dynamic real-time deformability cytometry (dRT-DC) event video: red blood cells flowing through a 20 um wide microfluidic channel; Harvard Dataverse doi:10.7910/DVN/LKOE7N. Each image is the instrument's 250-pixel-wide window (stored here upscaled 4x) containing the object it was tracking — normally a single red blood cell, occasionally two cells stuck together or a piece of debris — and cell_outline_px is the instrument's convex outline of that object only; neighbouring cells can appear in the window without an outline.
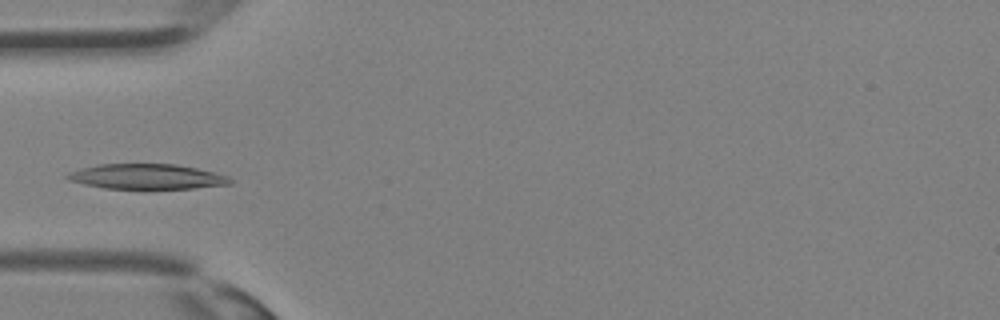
{"species": "Egyptian fruit bat (a non-hibernating species)", "species_latin": "Rousettus aegyptiacus", "temperature_condition": "room temperature", "stored_images_in_passage": 29, "camera_frame_rate_fps": 3000, "um_per_image_px": 0.085, "animal": {"sex": "female"}, "frame": {"image": 1, "passage_image": 5, "time_ms": 1.333, "image_size_px": [1000, 320], "cell_outline_px": [[232, 184], [192, 188], [144, 192], [104, 188], [84, 184], [68, 180], [64, 176], [68, 172], [100, 164], [176, 164], [196, 168], [228, 176], [232, 180]], "centroid_in_image_um": [12.47, 15.06], "position_along_channel_um": 72.5, "area_um2": 24.8}}
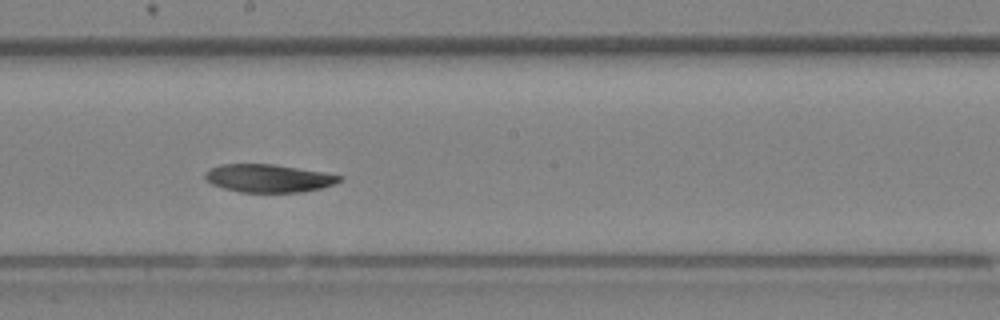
{"frame": {"image": 2, "passage_image": 13, "time_ms": 4.0, "image_size_px": [1000, 320], "cell_outline_px": [[344, 176], [340, 180], [332, 184], [320, 188], [300, 192], [240, 192], [224, 188], [212, 184], [204, 180], [204, 172], [208, 168], [220, 164], [276, 164], [324, 172]], "centroid_in_image_um": [22.76, 15.14], "position_along_channel_um": 225.4, "area_um2": 22.02}}
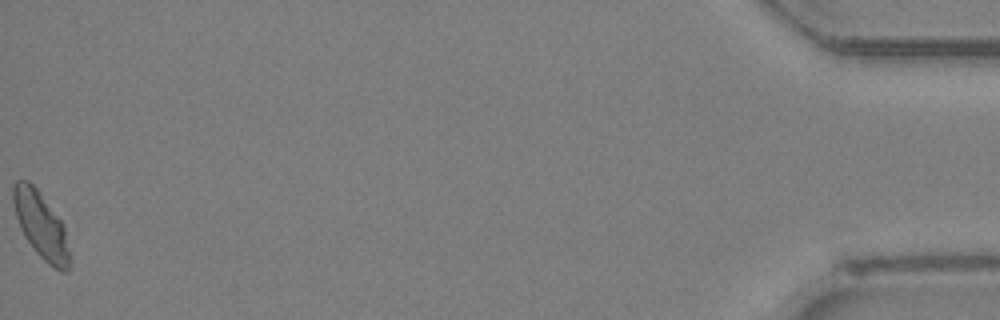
{"frame": {"image": 3, "passage_image": 29, "time_ms": 9.333, "image_size_px": [1000, 320], "cell_outline_px": [[72, 268], [68, 272], [60, 272], [48, 264], [36, 252], [24, 236], [20, 228], [16, 216], [12, 200], [12, 184], [16, 180], [28, 180], [40, 192], [64, 224], [72, 260]], "centroid_in_image_um": [3.52, 19.2], "position_along_channel_um": 431.7, "area_um2": 22.37}}